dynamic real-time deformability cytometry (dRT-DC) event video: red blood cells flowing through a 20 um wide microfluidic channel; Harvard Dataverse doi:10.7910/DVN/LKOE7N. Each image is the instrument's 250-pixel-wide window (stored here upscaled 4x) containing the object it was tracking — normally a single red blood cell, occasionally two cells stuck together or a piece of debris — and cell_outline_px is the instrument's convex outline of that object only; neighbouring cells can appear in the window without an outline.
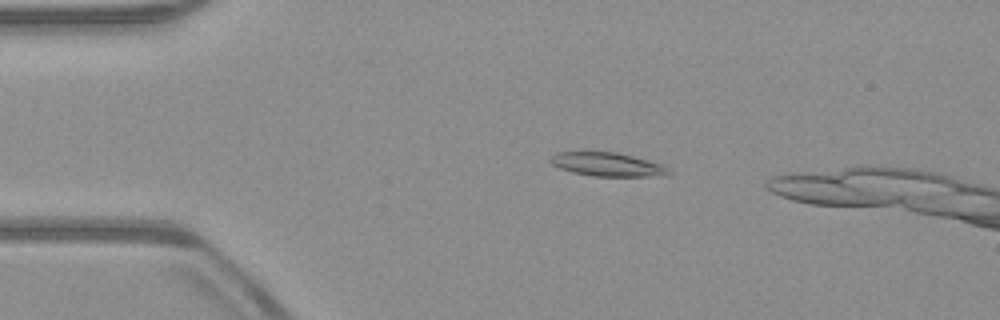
{"species": "common noctule bat (a hibernating species)", "species_latin": "Nyctalus noctula", "temperature_condition": "warm", "stored_images_in_passage": 44, "camera_frame_rate_fps": 3000, "um_per_image_px": 0.085, "animal": {"sex": "male", "body_mass_g": 23.1, "forearm_length_mm": 52.7}, "frame": {"image": 1, "passage_image": 9, "time_ms": 2.667, "image_size_px": [1000, 320], "cell_outline_px": [[672, 172], [664, 176], [592, 176], [572, 172], [560, 168], [552, 164], [548, 160], [556, 152], [616, 152], [664, 164]], "centroid_in_image_um": [51.65, 13.98], "position_along_channel_um": 33.3, "area_um2": 16.36}}
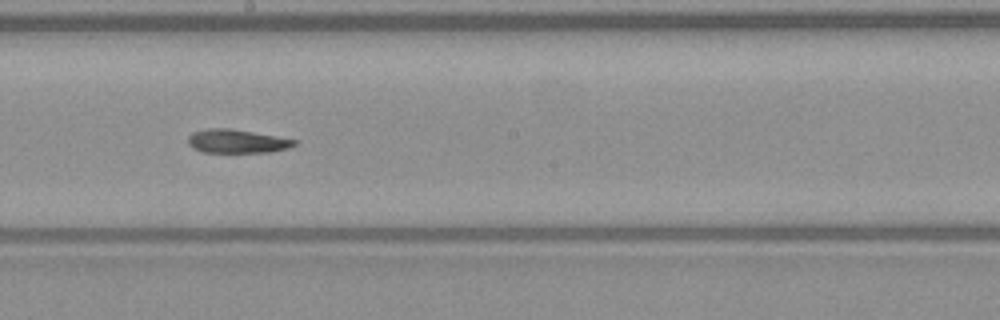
{"frame": {"image": 2, "passage_image": 27, "time_ms": 8.667, "image_size_px": [1000, 320], "cell_outline_px": [[300, 140], [296, 144], [288, 148], [272, 152], [204, 152], [192, 148], [188, 144], [188, 136], [192, 132], [208, 128], [228, 128]], "centroid_in_image_um": [20.14, 12.0], "position_along_channel_um": 228.1, "area_um2": 14.68}}
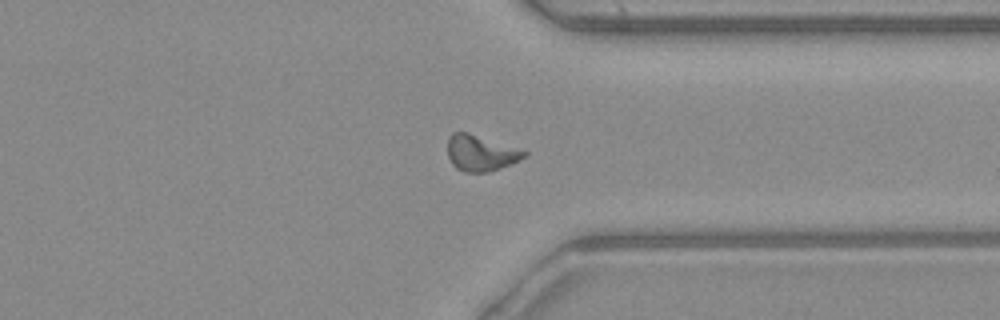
{"frame": {"image": 3, "passage_image": 38, "time_ms": 12.333, "image_size_px": [1000, 320], "cell_outline_px": [[528, 156], [520, 160], [500, 168], [488, 172], [464, 172], [456, 168], [452, 164], [448, 156], [448, 136], [452, 132], [468, 132], [524, 148], [528, 152]], "centroid_in_image_um": [40.92, 12.98], "position_along_channel_um": 370.5, "area_um2": 16.53}}